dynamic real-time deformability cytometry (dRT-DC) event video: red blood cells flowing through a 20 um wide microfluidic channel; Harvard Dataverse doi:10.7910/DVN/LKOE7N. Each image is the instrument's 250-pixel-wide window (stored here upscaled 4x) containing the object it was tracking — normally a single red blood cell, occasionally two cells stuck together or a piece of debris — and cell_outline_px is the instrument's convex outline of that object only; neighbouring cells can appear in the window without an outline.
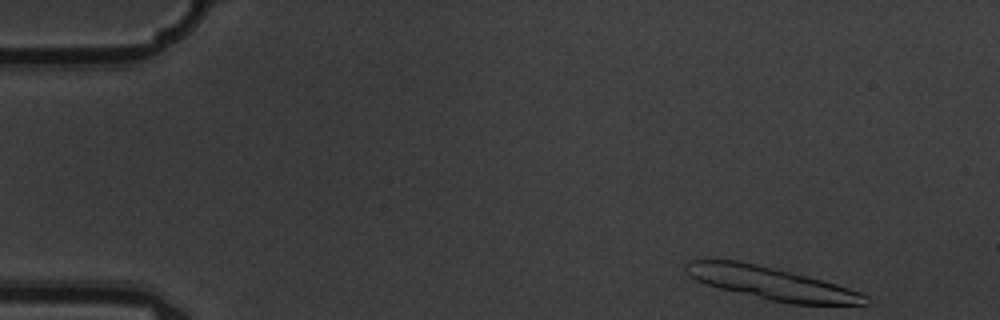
{"species": "common noctule bat (a hibernating species)", "species_latin": "Nyctalus noctula", "temperature_condition": "warm", "stored_images_in_passage": 6, "segment_of_instrument_passage": [1, 2], "camera_frame_rate_fps": 3000, "um_per_image_px": 0.085, "animal": {"sex": "male", "body_mass_g": 19.5, "forearm_length_mm": 54.6}, "frame": {"image": 1, "passage_image": 1, "time_ms": 0.0, "image_size_px": [1000, 320], "cell_outline_px": [[872, 304], [788, 304], [720, 288], [704, 284], [696, 280], [684, 272], [684, 264], [688, 260], [736, 260], [756, 264], [808, 276], [836, 284], [860, 292], [868, 296], [872, 300]], "centroid_in_image_um": [65.57, 24.08], "position_along_channel_um": 19.4, "area_um2": 33.99}}